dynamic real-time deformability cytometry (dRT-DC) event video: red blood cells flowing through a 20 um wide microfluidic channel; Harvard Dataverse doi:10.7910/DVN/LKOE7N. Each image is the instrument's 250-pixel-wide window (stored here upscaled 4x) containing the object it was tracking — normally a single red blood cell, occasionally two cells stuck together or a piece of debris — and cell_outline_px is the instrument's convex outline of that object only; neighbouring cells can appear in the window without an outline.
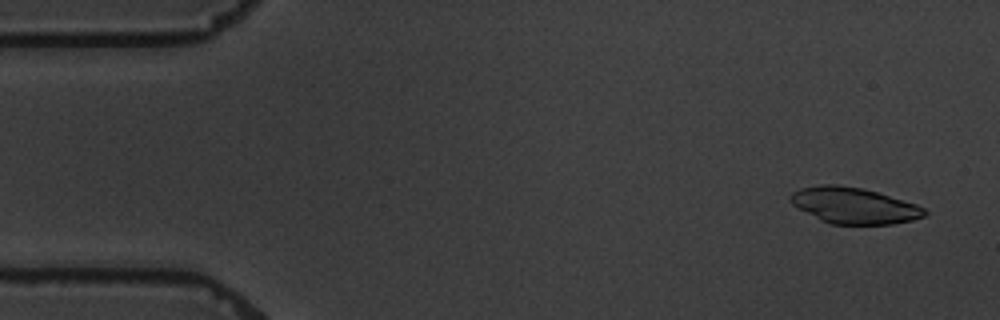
{"species": "common noctule bat (a hibernating species)", "species_latin": "Nyctalus noctula", "temperature_condition": "warm", "stored_images_in_passage": 6, "camera_frame_rate_fps": 3000, "um_per_image_px": 0.085, "animal": {"sex": "male", "body_mass_g": 19.5, "forearm_length_mm": 54.6}, "frame": {"image": 1, "passage_image": 1, "time_ms": 0.0, "image_size_px": [1000, 320], "cell_outline_px": [[928, 212], [924, 216], [912, 220], [892, 224], [832, 224], [820, 220], [792, 204], [792, 192], [800, 188], [820, 184], [836, 184], [864, 188], [916, 204], [924, 208]], "centroid_in_image_um": [72.6, 17.46], "position_along_channel_um": 12.4, "area_um2": 28.03}}